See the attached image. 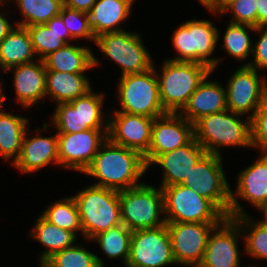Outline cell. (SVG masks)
<instances>
[{"mask_svg":"<svg viewBox=\"0 0 267 267\" xmlns=\"http://www.w3.org/2000/svg\"><path fill=\"white\" fill-rule=\"evenodd\" d=\"M103 260L85 249L83 245H73L54 253L39 267H104Z\"/></svg>","mask_w":267,"mask_h":267,"instance_id":"35","label":"cell"},{"mask_svg":"<svg viewBox=\"0 0 267 267\" xmlns=\"http://www.w3.org/2000/svg\"><path fill=\"white\" fill-rule=\"evenodd\" d=\"M206 153L193 138L185 146L158 155L147 168L160 165L163 170L160 187L182 184L196 162Z\"/></svg>","mask_w":267,"mask_h":267,"instance_id":"20","label":"cell"},{"mask_svg":"<svg viewBox=\"0 0 267 267\" xmlns=\"http://www.w3.org/2000/svg\"><path fill=\"white\" fill-rule=\"evenodd\" d=\"M37 58L29 31L25 27L15 26L0 42V69L34 62Z\"/></svg>","mask_w":267,"mask_h":267,"instance_id":"28","label":"cell"},{"mask_svg":"<svg viewBox=\"0 0 267 267\" xmlns=\"http://www.w3.org/2000/svg\"><path fill=\"white\" fill-rule=\"evenodd\" d=\"M193 138V124L179 113L167 112L154 118L151 143L144 155L147 167L158 155L181 148Z\"/></svg>","mask_w":267,"mask_h":267,"instance_id":"16","label":"cell"},{"mask_svg":"<svg viewBox=\"0 0 267 267\" xmlns=\"http://www.w3.org/2000/svg\"><path fill=\"white\" fill-rule=\"evenodd\" d=\"M1 85H2V83L0 82V109H2L4 100H6V96L3 93V88Z\"/></svg>","mask_w":267,"mask_h":267,"instance_id":"46","label":"cell"},{"mask_svg":"<svg viewBox=\"0 0 267 267\" xmlns=\"http://www.w3.org/2000/svg\"><path fill=\"white\" fill-rule=\"evenodd\" d=\"M209 0H198L201 5H205Z\"/></svg>","mask_w":267,"mask_h":267,"instance_id":"47","label":"cell"},{"mask_svg":"<svg viewBox=\"0 0 267 267\" xmlns=\"http://www.w3.org/2000/svg\"><path fill=\"white\" fill-rule=\"evenodd\" d=\"M252 148L267 153V94L263 97L251 119Z\"/></svg>","mask_w":267,"mask_h":267,"instance_id":"39","label":"cell"},{"mask_svg":"<svg viewBox=\"0 0 267 267\" xmlns=\"http://www.w3.org/2000/svg\"><path fill=\"white\" fill-rule=\"evenodd\" d=\"M255 32L260 33L259 39L253 45L254 59L251 62L243 64L256 70H267V26L255 27Z\"/></svg>","mask_w":267,"mask_h":267,"instance_id":"40","label":"cell"},{"mask_svg":"<svg viewBox=\"0 0 267 267\" xmlns=\"http://www.w3.org/2000/svg\"><path fill=\"white\" fill-rule=\"evenodd\" d=\"M147 170L140 152L107 139L84 174L99 179L91 185L120 192L143 184L139 180Z\"/></svg>","mask_w":267,"mask_h":267,"instance_id":"1","label":"cell"},{"mask_svg":"<svg viewBox=\"0 0 267 267\" xmlns=\"http://www.w3.org/2000/svg\"><path fill=\"white\" fill-rule=\"evenodd\" d=\"M237 187L230 191V218L247 215L237 200L243 199L258 210L267 202V153L238 174Z\"/></svg>","mask_w":267,"mask_h":267,"instance_id":"19","label":"cell"},{"mask_svg":"<svg viewBox=\"0 0 267 267\" xmlns=\"http://www.w3.org/2000/svg\"><path fill=\"white\" fill-rule=\"evenodd\" d=\"M29 236L47 249L40 254V266L54 253L72 247L78 238L75 233L50 223L42 215L36 219L33 231Z\"/></svg>","mask_w":267,"mask_h":267,"instance_id":"29","label":"cell"},{"mask_svg":"<svg viewBox=\"0 0 267 267\" xmlns=\"http://www.w3.org/2000/svg\"><path fill=\"white\" fill-rule=\"evenodd\" d=\"M47 207L41 215L50 223L76 235L78 234L77 231L83 233L78 207L73 197H64Z\"/></svg>","mask_w":267,"mask_h":267,"instance_id":"34","label":"cell"},{"mask_svg":"<svg viewBox=\"0 0 267 267\" xmlns=\"http://www.w3.org/2000/svg\"><path fill=\"white\" fill-rule=\"evenodd\" d=\"M121 221L130 231L166 224L162 188L141 184L119 192ZM161 215V216H160ZM162 217V219H161Z\"/></svg>","mask_w":267,"mask_h":267,"instance_id":"6","label":"cell"},{"mask_svg":"<svg viewBox=\"0 0 267 267\" xmlns=\"http://www.w3.org/2000/svg\"><path fill=\"white\" fill-rule=\"evenodd\" d=\"M28 118L0 111V156L12 160L19 158L22 142L28 130Z\"/></svg>","mask_w":267,"mask_h":267,"instance_id":"30","label":"cell"},{"mask_svg":"<svg viewBox=\"0 0 267 267\" xmlns=\"http://www.w3.org/2000/svg\"><path fill=\"white\" fill-rule=\"evenodd\" d=\"M108 139L117 145L148 152L154 118L113 111L108 116Z\"/></svg>","mask_w":267,"mask_h":267,"instance_id":"18","label":"cell"},{"mask_svg":"<svg viewBox=\"0 0 267 267\" xmlns=\"http://www.w3.org/2000/svg\"><path fill=\"white\" fill-rule=\"evenodd\" d=\"M135 0H97L85 12L88 26L97 38L103 33L122 31L120 24L129 19Z\"/></svg>","mask_w":267,"mask_h":267,"instance_id":"24","label":"cell"},{"mask_svg":"<svg viewBox=\"0 0 267 267\" xmlns=\"http://www.w3.org/2000/svg\"><path fill=\"white\" fill-rule=\"evenodd\" d=\"M104 95L91 89L70 102L56 104L51 126L55 127L57 134L79 133L86 129L108 130V115L107 119L104 118L102 110Z\"/></svg>","mask_w":267,"mask_h":267,"instance_id":"8","label":"cell"},{"mask_svg":"<svg viewBox=\"0 0 267 267\" xmlns=\"http://www.w3.org/2000/svg\"><path fill=\"white\" fill-rule=\"evenodd\" d=\"M14 70V71H13ZM13 71V85L17 101L23 108L31 109L46 98V68L43 60L16 65L5 72Z\"/></svg>","mask_w":267,"mask_h":267,"instance_id":"21","label":"cell"},{"mask_svg":"<svg viewBox=\"0 0 267 267\" xmlns=\"http://www.w3.org/2000/svg\"><path fill=\"white\" fill-rule=\"evenodd\" d=\"M259 211H261V213L263 212V219L259 220L262 224L267 226V202H265L259 209Z\"/></svg>","mask_w":267,"mask_h":267,"instance_id":"45","label":"cell"},{"mask_svg":"<svg viewBox=\"0 0 267 267\" xmlns=\"http://www.w3.org/2000/svg\"><path fill=\"white\" fill-rule=\"evenodd\" d=\"M131 234L132 231L124 224H119L97 234L90 241L97 242L108 258H120L126 267L130 256Z\"/></svg>","mask_w":267,"mask_h":267,"instance_id":"31","label":"cell"},{"mask_svg":"<svg viewBox=\"0 0 267 267\" xmlns=\"http://www.w3.org/2000/svg\"><path fill=\"white\" fill-rule=\"evenodd\" d=\"M59 15L74 41L78 38H85L95 44L96 38L88 26L85 12L63 5Z\"/></svg>","mask_w":267,"mask_h":267,"instance_id":"37","label":"cell"},{"mask_svg":"<svg viewBox=\"0 0 267 267\" xmlns=\"http://www.w3.org/2000/svg\"><path fill=\"white\" fill-rule=\"evenodd\" d=\"M207 78L208 76L198 85L187 104L179 112L192 124L201 117L227 109L226 88H223L219 82Z\"/></svg>","mask_w":267,"mask_h":267,"instance_id":"23","label":"cell"},{"mask_svg":"<svg viewBox=\"0 0 267 267\" xmlns=\"http://www.w3.org/2000/svg\"><path fill=\"white\" fill-rule=\"evenodd\" d=\"M10 1L11 0H5ZM21 15V21L16 26L28 27L37 24H46L52 17L60 14L63 0H15ZM24 18V19H23Z\"/></svg>","mask_w":267,"mask_h":267,"instance_id":"32","label":"cell"},{"mask_svg":"<svg viewBox=\"0 0 267 267\" xmlns=\"http://www.w3.org/2000/svg\"><path fill=\"white\" fill-rule=\"evenodd\" d=\"M118 98L121 109L128 114L156 118L166 114L159 97L155 66L145 72L120 76Z\"/></svg>","mask_w":267,"mask_h":267,"instance_id":"7","label":"cell"},{"mask_svg":"<svg viewBox=\"0 0 267 267\" xmlns=\"http://www.w3.org/2000/svg\"><path fill=\"white\" fill-rule=\"evenodd\" d=\"M255 0H231L217 15L232 14L230 23L246 24L257 27V9Z\"/></svg>","mask_w":267,"mask_h":267,"instance_id":"38","label":"cell"},{"mask_svg":"<svg viewBox=\"0 0 267 267\" xmlns=\"http://www.w3.org/2000/svg\"><path fill=\"white\" fill-rule=\"evenodd\" d=\"M28 131L25 133L19 158L13 166L25 174L34 173L52 163L59 166L57 133L49 137H29Z\"/></svg>","mask_w":267,"mask_h":267,"instance_id":"22","label":"cell"},{"mask_svg":"<svg viewBox=\"0 0 267 267\" xmlns=\"http://www.w3.org/2000/svg\"><path fill=\"white\" fill-rule=\"evenodd\" d=\"M221 222H166L177 264L198 267L204 258L208 237Z\"/></svg>","mask_w":267,"mask_h":267,"instance_id":"14","label":"cell"},{"mask_svg":"<svg viewBox=\"0 0 267 267\" xmlns=\"http://www.w3.org/2000/svg\"><path fill=\"white\" fill-rule=\"evenodd\" d=\"M257 9V27L267 26V0H255Z\"/></svg>","mask_w":267,"mask_h":267,"instance_id":"42","label":"cell"},{"mask_svg":"<svg viewBox=\"0 0 267 267\" xmlns=\"http://www.w3.org/2000/svg\"><path fill=\"white\" fill-rule=\"evenodd\" d=\"M26 28L31 36L34 53L39 60H43L73 40L60 15L52 17L46 24Z\"/></svg>","mask_w":267,"mask_h":267,"instance_id":"26","label":"cell"},{"mask_svg":"<svg viewBox=\"0 0 267 267\" xmlns=\"http://www.w3.org/2000/svg\"><path fill=\"white\" fill-rule=\"evenodd\" d=\"M46 71L85 74L99 64L89 47L66 44L43 59Z\"/></svg>","mask_w":267,"mask_h":267,"instance_id":"25","label":"cell"},{"mask_svg":"<svg viewBox=\"0 0 267 267\" xmlns=\"http://www.w3.org/2000/svg\"><path fill=\"white\" fill-rule=\"evenodd\" d=\"M258 73L254 68L241 65L226 86L227 109L243 117L246 114L250 120L267 94V78L259 77Z\"/></svg>","mask_w":267,"mask_h":267,"instance_id":"13","label":"cell"},{"mask_svg":"<svg viewBox=\"0 0 267 267\" xmlns=\"http://www.w3.org/2000/svg\"><path fill=\"white\" fill-rule=\"evenodd\" d=\"M140 34L126 30L103 33L95 44L105 57L121 67V76L145 72L154 65Z\"/></svg>","mask_w":267,"mask_h":267,"instance_id":"10","label":"cell"},{"mask_svg":"<svg viewBox=\"0 0 267 267\" xmlns=\"http://www.w3.org/2000/svg\"><path fill=\"white\" fill-rule=\"evenodd\" d=\"M194 138L206 153L221 155L225 146L251 147V120L226 109L201 117L193 124Z\"/></svg>","mask_w":267,"mask_h":267,"instance_id":"2","label":"cell"},{"mask_svg":"<svg viewBox=\"0 0 267 267\" xmlns=\"http://www.w3.org/2000/svg\"><path fill=\"white\" fill-rule=\"evenodd\" d=\"M84 74L46 71V96L56 104L70 102L92 89Z\"/></svg>","mask_w":267,"mask_h":267,"instance_id":"27","label":"cell"},{"mask_svg":"<svg viewBox=\"0 0 267 267\" xmlns=\"http://www.w3.org/2000/svg\"><path fill=\"white\" fill-rule=\"evenodd\" d=\"M176 264L167 224L132 231L130 256L126 267H165Z\"/></svg>","mask_w":267,"mask_h":267,"instance_id":"12","label":"cell"},{"mask_svg":"<svg viewBox=\"0 0 267 267\" xmlns=\"http://www.w3.org/2000/svg\"><path fill=\"white\" fill-rule=\"evenodd\" d=\"M159 82V97L166 112L179 113L198 85L213 73L206 65L195 62H175L165 59Z\"/></svg>","mask_w":267,"mask_h":267,"instance_id":"3","label":"cell"},{"mask_svg":"<svg viewBox=\"0 0 267 267\" xmlns=\"http://www.w3.org/2000/svg\"><path fill=\"white\" fill-rule=\"evenodd\" d=\"M231 0H209L204 6L210 12L216 14Z\"/></svg>","mask_w":267,"mask_h":267,"instance_id":"44","label":"cell"},{"mask_svg":"<svg viewBox=\"0 0 267 267\" xmlns=\"http://www.w3.org/2000/svg\"><path fill=\"white\" fill-rule=\"evenodd\" d=\"M6 1L5 0H0V6L2 5V7H4L3 5H6Z\"/></svg>","mask_w":267,"mask_h":267,"instance_id":"48","label":"cell"},{"mask_svg":"<svg viewBox=\"0 0 267 267\" xmlns=\"http://www.w3.org/2000/svg\"><path fill=\"white\" fill-rule=\"evenodd\" d=\"M251 216L234 217L238 222L245 240L244 253L255 259H267V226ZM255 220V221H254ZM245 233V234H244Z\"/></svg>","mask_w":267,"mask_h":267,"instance_id":"33","label":"cell"},{"mask_svg":"<svg viewBox=\"0 0 267 267\" xmlns=\"http://www.w3.org/2000/svg\"><path fill=\"white\" fill-rule=\"evenodd\" d=\"M162 191L166 222H222L227 217L212 201L182 184L165 186Z\"/></svg>","mask_w":267,"mask_h":267,"instance_id":"9","label":"cell"},{"mask_svg":"<svg viewBox=\"0 0 267 267\" xmlns=\"http://www.w3.org/2000/svg\"><path fill=\"white\" fill-rule=\"evenodd\" d=\"M241 235L238 222L226 217L211 231L204 258L198 267H240L238 241Z\"/></svg>","mask_w":267,"mask_h":267,"instance_id":"17","label":"cell"},{"mask_svg":"<svg viewBox=\"0 0 267 267\" xmlns=\"http://www.w3.org/2000/svg\"><path fill=\"white\" fill-rule=\"evenodd\" d=\"M222 157L205 153L194 165L182 185L212 201L230 217V185L225 176Z\"/></svg>","mask_w":267,"mask_h":267,"instance_id":"11","label":"cell"},{"mask_svg":"<svg viewBox=\"0 0 267 267\" xmlns=\"http://www.w3.org/2000/svg\"><path fill=\"white\" fill-rule=\"evenodd\" d=\"M172 44L179 53L167 60L175 62H195L206 65L214 72L221 58L209 57L217 48L220 33L210 20H189L172 33Z\"/></svg>","mask_w":267,"mask_h":267,"instance_id":"5","label":"cell"},{"mask_svg":"<svg viewBox=\"0 0 267 267\" xmlns=\"http://www.w3.org/2000/svg\"><path fill=\"white\" fill-rule=\"evenodd\" d=\"M255 31V27L246 24L230 23L223 35L222 48L235 60L246 61L253 52V42L249 31Z\"/></svg>","mask_w":267,"mask_h":267,"instance_id":"36","label":"cell"},{"mask_svg":"<svg viewBox=\"0 0 267 267\" xmlns=\"http://www.w3.org/2000/svg\"><path fill=\"white\" fill-rule=\"evenodd\" d=\"M96 1L97 0H63V4L67 7L87 12L91 10Z\"/></svg>","mask_w":267,"mask_h":267,"instance_id":"41","label":"cell"},{"mask_svg":"<svg viewBox=\"0 0 267 267\" xmlns=\"http://www.w3.org/2000/svg\"><path fill=\"white\" fill-rule=\"evenodd\" d=\"M72 197L85 240L90 241L97 234L122 224L118 191L89 185Z\"/></svg>","mask_w":267,"mask_h":267,"instance_id":"4","label":"cell"},{"mask_svg":"<svg viewBox=\"0 0 267 267\" xmlns=\"http://www.w3.org/2000/svg\"><path fill=\"white\" fill-rule=\"evenodd\" d=\"M5 12L0 11V42L12 31L16 24L12 25L11 20L6 18Z\"/></svg>","mask_w":267,"mask_h":267,"instance_id":"43","label":"cell"},{"mask_svg":"<svg viewBox=\"0 0 267 267\" xmlns=\"http://www.w3.org/2000/svg\"><path fill=\"white\" fill-rule=\"evenodd\" d=\"M107 133L108 130L86 129L79 133L57 134L59 166L83 174L108 139Z\"/></svg>","mask_w":267,"mask_h":267,"instance_id":"15","label":"cell"}]
</instances>
